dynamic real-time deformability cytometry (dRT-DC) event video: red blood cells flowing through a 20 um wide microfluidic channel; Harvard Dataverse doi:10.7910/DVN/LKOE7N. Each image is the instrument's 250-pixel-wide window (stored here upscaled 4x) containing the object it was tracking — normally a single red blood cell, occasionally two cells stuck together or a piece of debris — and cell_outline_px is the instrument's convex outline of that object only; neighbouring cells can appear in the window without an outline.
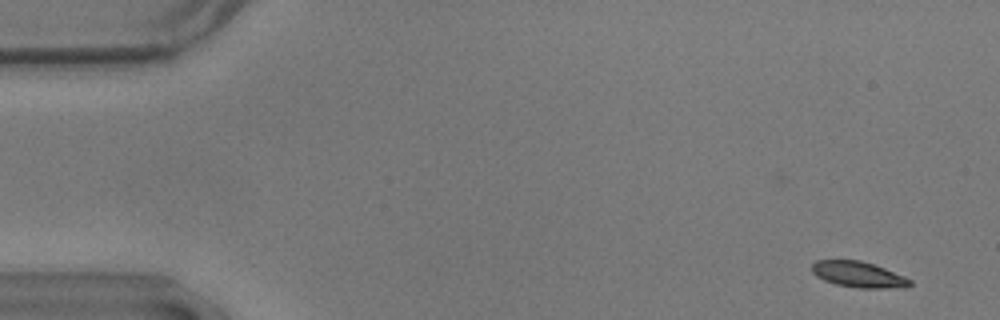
{"species": "common noctule bat (a hibernating species)", "species_latin": "Nyctalus noctula", "temperature_condition": "warm", "stored_images_in_passage": 56, "camera_frame_rate_fps": 3000, "um_per_image_px": 0.085, "animal": {"sex": "male", "body_mass_g": 17.9}, "frame": {"image": 1, "passage_image": 3, "time_ms": 0.667, "image_size_px": [1000, 320], "cell_outline_px": [[912, 284], [904, 288], [860, 288], [836, 284], [824, 280], [816, 276], [812, 272], [812, 264], [816, 260], [860, 260], [884, 268], [904, 276], [912, 280]], "centroid_in_image_um": [72.98, 23.33], "position_along_channel_um": 12.0, "area_um2": 14.74}}
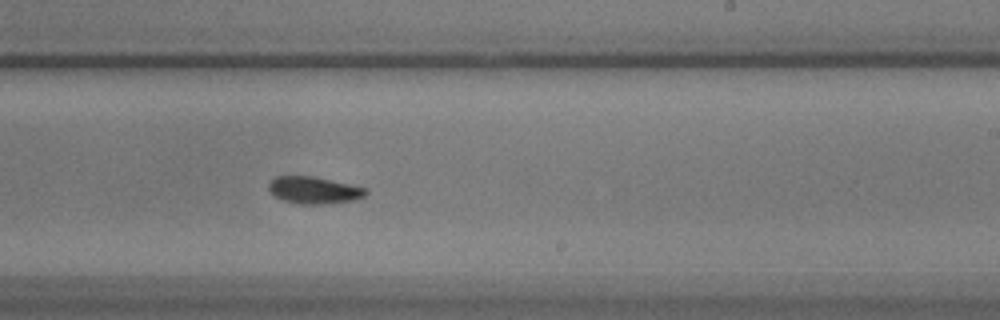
{"frame": {"image": 2, "passage_image": 34, "time_ms": 11.0, "image_size_px": [1000, 320], "cell_outline_px": [[368, 192], [364, 196], [352, 200], [324, 204], [300, 204], [284, 200], [276, 196], [268, 188], [268, 180], [276, 176], [312, 176], [352, 184], [368, 188]], "centroid_in_image_um": [26.69, 16.15], "position_along_channel_um": 262.3, "area_um2": 15.32}}
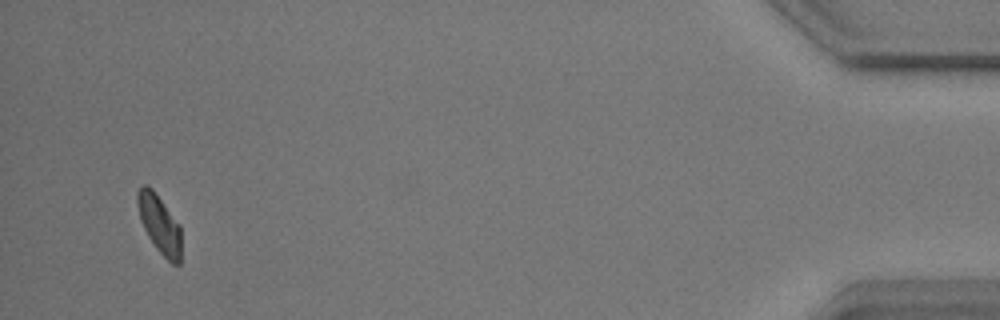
{"frame": {"image": 3, "passage_image": 54, "time_ms": 17.667, "image_size_px": [1000, 320], "cell_outline_px": [[180, 264], [172, 264], [156, 248], [148, 236], [140, 220], [136, 204], [136, 192], [144, 184], [148, 184], [152, 188], [180, 224]], "centroid_in_image_um": [13.53, 19.01], "position_along_channel_um": 421.7, "area_um2": 14.91}, "authors_computed_cell_mechanics": {"area_um2": 15.1147, "velocity_mm_per_s": 3.5745, "shape_relaxation_time_tau1_ms": 3.0224, "shape_relaxation_time_tau2_ms": 5.233, "deformation_change_tau1": 0.1379, "deformation_change_tau2": 0.0963}}